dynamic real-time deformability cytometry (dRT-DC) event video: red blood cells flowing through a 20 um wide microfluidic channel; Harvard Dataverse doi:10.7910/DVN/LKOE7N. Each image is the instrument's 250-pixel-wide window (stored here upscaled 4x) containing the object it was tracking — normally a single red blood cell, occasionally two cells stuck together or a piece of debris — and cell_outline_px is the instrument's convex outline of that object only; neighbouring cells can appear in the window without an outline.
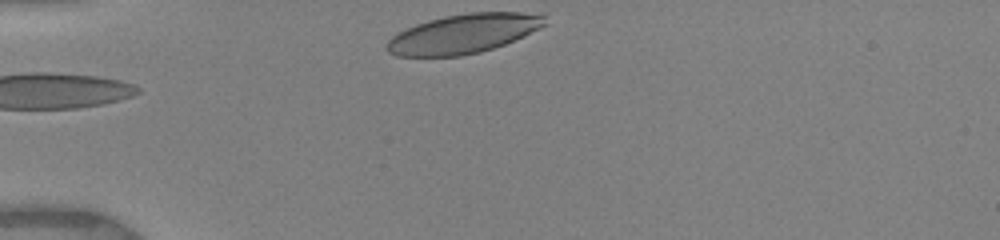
{"species": "human", "species_latin": "Homo sapiens", "temperature_condition": "warm", "stored_images_in_passage": 5, "camera_frame_rate_fps": 3000, "um_per_image_px": 0.085, "donor": {"sex": "female"}, "frame": {"image": 1, "passage_image": 1, "time_ms": 0.0, "image_size_px": [1000, 240], "cell_outline_px": [[548, 24], [540, 28], [504, 44], [480, 52], [460, 56], [396, 56], [388, 52], [388, 40], [396, 32], [416, 24], [428, 20], [444, 16], [468, 12], [520, 12], [544, 16]], "centroid_in_image_um": [39.36, 2.86], "position_along_channel_um": 45.6, "area_um2": 35.95}}